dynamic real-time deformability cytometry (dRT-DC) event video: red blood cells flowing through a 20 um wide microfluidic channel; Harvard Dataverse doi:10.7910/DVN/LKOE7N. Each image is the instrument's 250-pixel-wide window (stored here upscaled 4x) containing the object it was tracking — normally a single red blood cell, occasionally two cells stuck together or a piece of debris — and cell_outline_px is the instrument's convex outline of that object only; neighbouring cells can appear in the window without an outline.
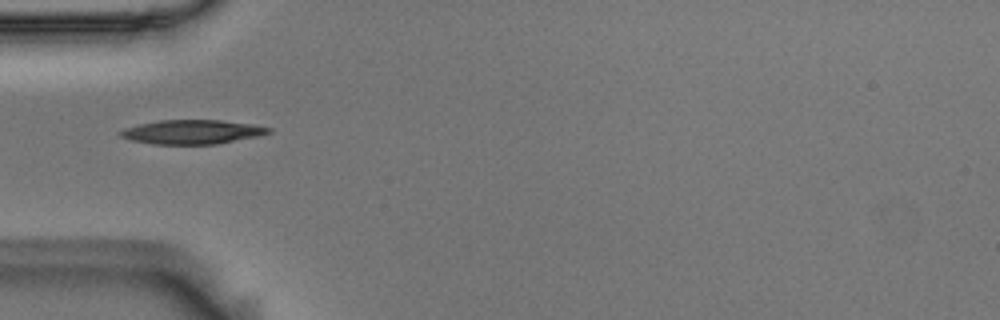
{"species": "Egyptian fruit bat (a non-hibernating species)", "species_latin": "Rousettus aegyptiacus", "temperature_condition": "room temperature", "stored_images_in_passage": 38, "camera_frame_rate_fps": 3000, "um_per_image_px": 0.085, "animal": {"sex": "male"}, "frame": {"image": 1, "passage_image": 1, "time_ms": 0.0, "image_size_px": [1000, 320], "cell_outline_px": [[272, 132], [260, 136], [216, 144], [152, 144], [132, 140], [120, 136], [116, 132], [124, 128], [140, 124], [160, 120], [220, 120], [252, 124], [272, 128]], "centroid_in_image_um": [16.34, 11.21], "position_along_channel_um": 68.7, "area_um2": 20.92}}
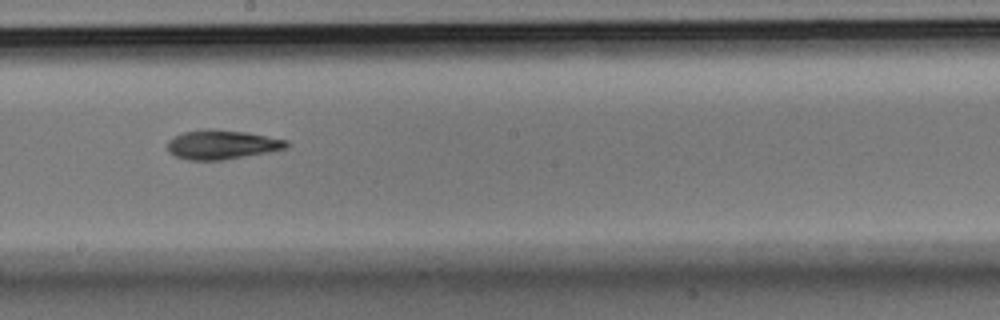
{"frame": {"image": 2, "passage_image": 14, "time_ms": 4.333, "image_size_px": [1000, 320], "cell_outline_px": [[288, 148], [272, 152], [224, 160], [188, 160], [176, 156], [168, 152], [168, 140], [184, 132], [204, 128], [208, 128], [244, 132], [288, 140]], "centroid_in_image_um": [18.88, 12.3], "position_along_channel_um": 229.3, "area_um2": 20.4}}
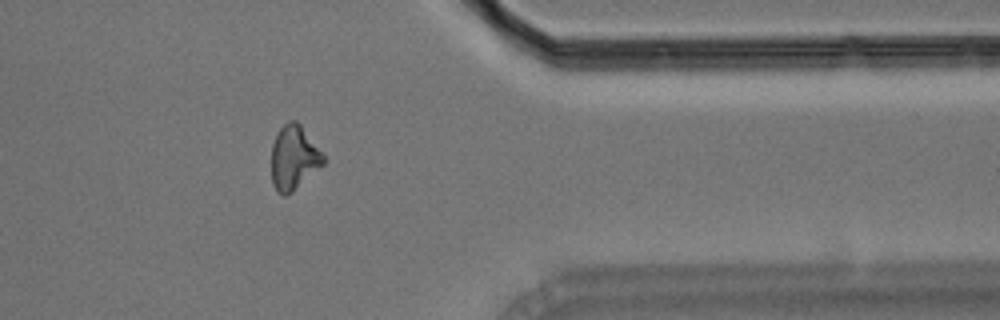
{"frame": {"image": 3, "passage_image": 28, "time_ms": 9.0, "image_size_px": [1000, 320], "cell_outline_px": [[324, 164], [292, 192], [284, 196], [276, 192], [272, 184], [272, 144], [276, 132], [288, 120], [296, 120], [300, 124], [324, 152]], "centroid_in_image_um": [24.98, 13.39], "position_along_channel_um": 386.4, "area_um2": 19.71}, "authors_computed_cell_mechanics": {"area_um2": 19.7098, "velocity_mm_per_s": 3.6851, "shape_relaxation_time_tau1_ms": 7.4119, "shape_relaxation_time_tau2_ms": 9.9033, "deformation_change_tau1": 0.1723, "deformation_change_tau2": 0.1896}}